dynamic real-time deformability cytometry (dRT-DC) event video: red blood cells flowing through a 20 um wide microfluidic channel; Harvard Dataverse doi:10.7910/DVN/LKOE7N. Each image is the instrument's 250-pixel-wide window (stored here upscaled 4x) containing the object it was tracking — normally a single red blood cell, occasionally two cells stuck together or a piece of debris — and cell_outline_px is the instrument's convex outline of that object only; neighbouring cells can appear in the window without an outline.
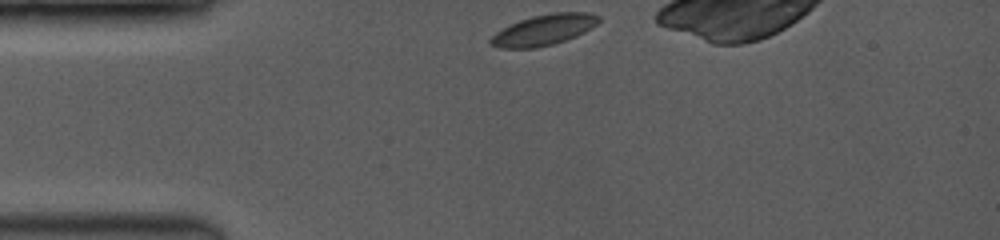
{"species": "common noctule bat (a hibernating species)", "species_latin": "Nyctalus noctula", "temperature_condition": "room temperature", "stored_images_in_passage": 68, "camera_frame_rate_fps": 3500, "um_per_image_px": 0.085, "animal": {"sex": "female", "body_mass_g": 19.0, "forearm_length_mm": 53.3}, "frame": {"image": 1, "passage_image": 1, "time_ms": 0.0, "image_size_px": [1000, 240], "cell_outline_px": [[600, 20], [596, 24], [564, 40], [552, 44], [536, 48], [500, 48], [488, 44], [488, 40], [496, 32], [520, 20], [532, 16], [552, 12], [588, 12], [600, 16]], "centroid_in_image_um": [46.17, 2.53], "position_along_channel_um": 38.8, "area_um2": 18.96}}
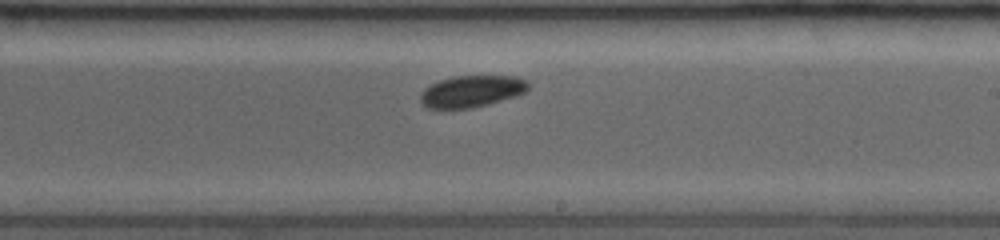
{"frame": {"image": 2, "passage_image": 36, "time_ms": 6.0, "image_size_px": [1000, 240], "cell_outline_px": [[528, 88], [524, 92], [516, 96], [488, 104], [472, 108], [428, 108], [420, 100], [420, 92], [424, 88], [440, 80], [452, 76], [516, 76], [528, 80]], "centroid_in_image_um": [40.09, 7.75], "position_along_channel_um": 248.9, "area_um2": 19.88}}
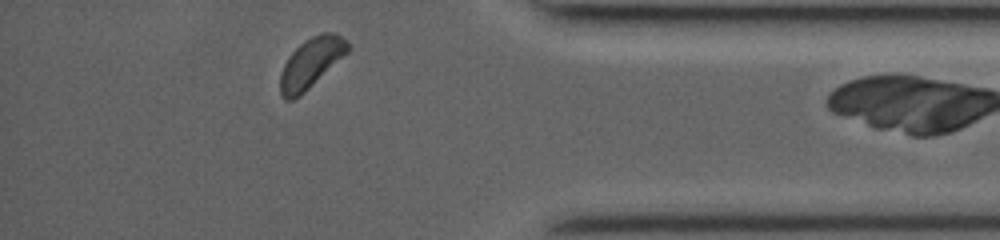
{"frame": {"image": 3, "passage_image": 65, "time_ms": 10.286, "image_size_px": [1000, 240], "cell_outline_px": [[352, 48], [348, 52], [300, 96], [292, 100], [284, 100], [280, 96], [280, 72], [288, 56], [304, 40], [320, 32], [336, 32], [348, 40]], "centroid_in_image_um": [26.44, 5.33], "position_along_channel_um": 408.8, "area_um2": 19.88}}